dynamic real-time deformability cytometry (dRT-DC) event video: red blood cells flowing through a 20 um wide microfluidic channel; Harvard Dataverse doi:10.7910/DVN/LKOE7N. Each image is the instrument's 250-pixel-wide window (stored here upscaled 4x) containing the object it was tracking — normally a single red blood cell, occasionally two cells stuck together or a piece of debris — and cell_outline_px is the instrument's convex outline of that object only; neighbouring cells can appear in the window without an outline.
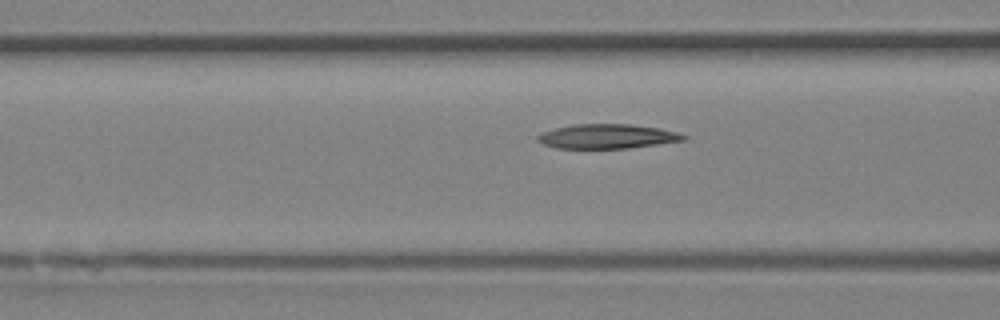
{"species": "Egyptian fruit bat (a non-hibernating species)", "species_latin": "Rousettus aegyptiacus", "temperature_condition": "room temperature", "stored_images_in_passage": 5, "camera_frame_rate_fps": 3000, "um_per_image_px": 0.085, "animal": {"sex": "female"}, "frame": {"image": 1, "passage_image": 5, "time_ms": 1.333, "image_size_px": [1000, 320], "cell_outline_px": [[688, 136], [684, 140], [628, 148], [556, 148], [544, 144], [536, 140], [536, 136], [540, 132], [572, 124], [628, 124], [660, 128], [676, 132]], "centroid_in_image_um": [51.56, 11.58], "position_along_channel_um": 115.0, "area_um2": 20.69}}